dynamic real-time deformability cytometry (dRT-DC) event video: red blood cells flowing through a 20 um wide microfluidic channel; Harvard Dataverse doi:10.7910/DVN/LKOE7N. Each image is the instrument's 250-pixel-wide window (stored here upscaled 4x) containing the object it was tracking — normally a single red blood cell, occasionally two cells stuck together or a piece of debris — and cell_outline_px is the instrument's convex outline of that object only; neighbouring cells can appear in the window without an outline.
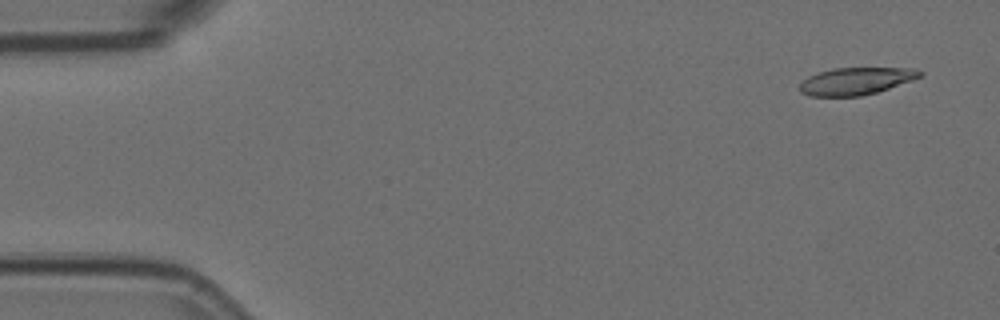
{"species": "Egyptian fruit bat (a non-hibernating species)", "species_latin": "Rousettus aegyptiacus", "temperature_condition": "room temperature", "stored_images_in_passage": 5, "segment_of_instrument_passage": [1, 2], "camera_frame_rate_fps": 3000, "um_per_image_px": 0.085, "animal": {"sex": "female"}, "frame": {"image": 1, "passage_image": 1, "time_ms": 0.0, "image_size_px": [1000, 320], "cell_outline_px": [[924, 72], [920, 76], [912, 80], [876, 92], [860, 96], [812, 96], [800, 92], [800, 84], [808, 76], [832, 68], [912, 68]], "centroid_in_image_um": [72.74, 6.89], "position_along_channel_um": 12.3, "area_um2": 18.84}}
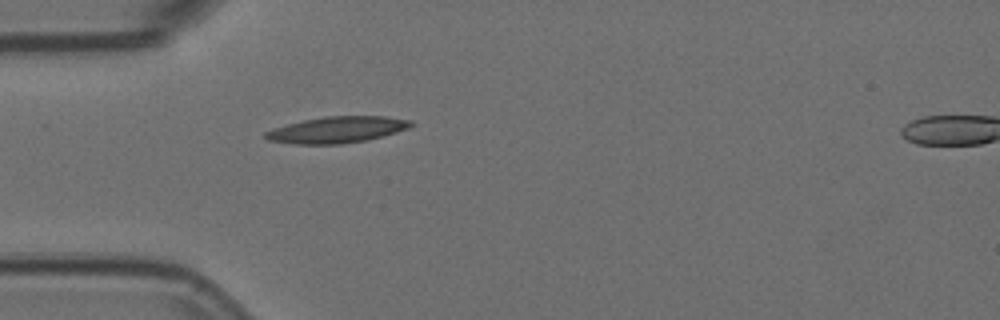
{"frame": {"image": 2, "passage_image": 4, "time_ms": 1.0, "image_size_px": [1000, 320], "cell_outline_px": [[416, 124], [408, 128], [396, 132], [368, 140], [340, 144], [292, 144], [268, 140], [264, 136], [264, 132], [272, 128], [304, 120], [324, 116], [384, 116], [412, 120]], "centroid_in_image_um": [28.65, 11.03], "position_along_channel_um": 56.3, "area_um2": 22.43}}